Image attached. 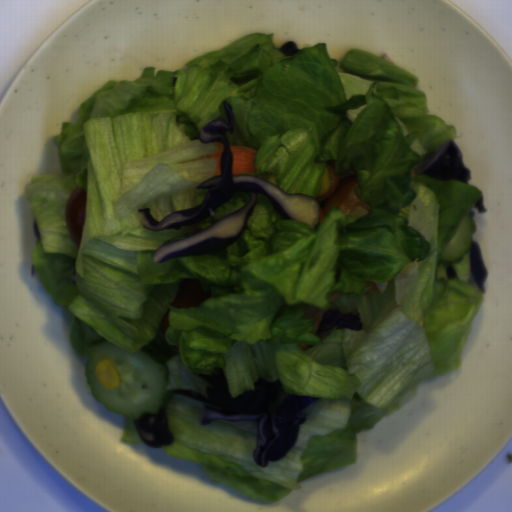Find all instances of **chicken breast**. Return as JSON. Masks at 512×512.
<instances>
[{"label":"chicken breast","mask_w":512,"mask_h":512,"mask_svg":"<svg viewBox=\"0 0 512 512\" xmlns=\"http://www.w3.org/2000/svg\"><path fill=\"white\" fill-rule=\"evenodd\" d=\"M326 174L328 190L314 197L319 204L320 210L318 224L323 222L333 206L341 210L345 216H349L358 207H363L370 211L369 206L361 201L355 192L356 187L359 185L356 175L340 177L337 169L329 165L326 167Z\"/></svg>","instance_id":"obj_1"},{"label":"chicken breast","mask_w":512,"mask_h":512,"mask_svg":"<svg viewBox=\"0 0 512 512\" xmlns=\"http://www.w3.org/2000/svg\"><path fill=\"white\" fill-rule=\"evenodd\" d=\"M340 297V291H336L333 294L329 296V307L327 309H320L311 305H305L303 309L304 317L306 319H311L313 323L311 334L316 336L317 338L322 339L324 335L327 333H317V330L319 328V325L322 321V318L324 314L327 311H332V308L337 301V299Z\"/></svg>","instance_id":"obj_2"}]
</instances>
